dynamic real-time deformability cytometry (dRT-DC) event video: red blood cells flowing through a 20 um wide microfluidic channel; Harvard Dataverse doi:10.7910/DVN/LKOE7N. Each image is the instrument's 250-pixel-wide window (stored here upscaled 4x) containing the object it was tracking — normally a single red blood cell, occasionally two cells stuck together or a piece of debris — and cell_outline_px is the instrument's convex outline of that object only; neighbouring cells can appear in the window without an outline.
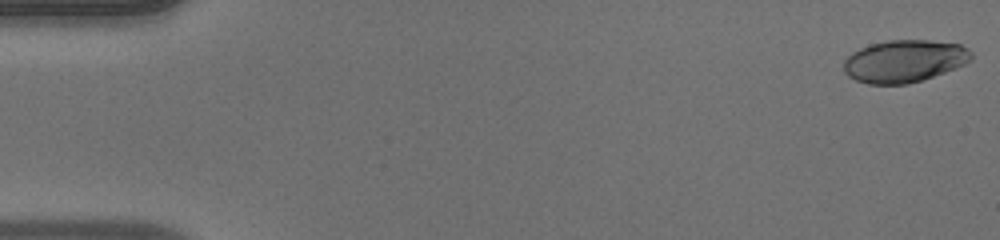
{"species": "human", "species_latin": "Homo sapiens", "temperature_condition": "warm", "stored_images_in_passage": 11, "camera_frame_rate_fps": 3000, "um_per_image_px": 0.085, "donor": {"sex": "male"}, "frame": {"image": 1, "passage_image": 1, "time_ms": 0.0, "image_size_px": [1000, 240], "cell_outline_px": [[972, 60], [964, 64], [944, 72], [908, 84], [868, 84], [856, 80], [848, 76], [844, 72], [844, 60], [852, 52], [868, 44], [888, 40], [928, 40], [960, 44], [968, 48], [972, 52]], "centroid_in_image_um": [76.85, 5.18], "position_along_channel_um": 8.1, "area_um2": 31.5}}